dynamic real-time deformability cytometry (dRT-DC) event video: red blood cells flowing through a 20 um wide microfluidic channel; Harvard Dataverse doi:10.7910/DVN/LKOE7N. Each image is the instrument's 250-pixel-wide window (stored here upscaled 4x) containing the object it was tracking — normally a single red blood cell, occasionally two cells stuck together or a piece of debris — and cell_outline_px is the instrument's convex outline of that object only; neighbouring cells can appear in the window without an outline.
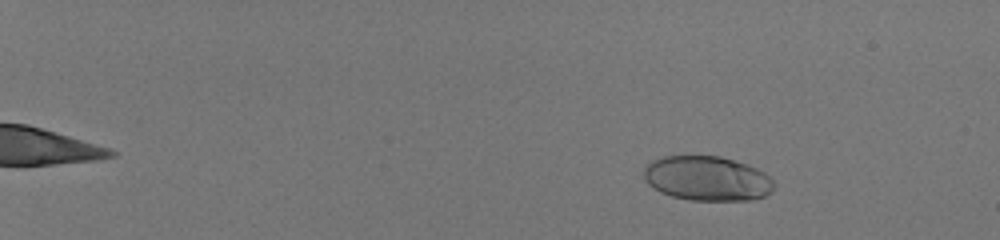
{"species": "human", "species_latin": "Homo sapiens", "temperature_condition": "room temperature", "stored_images_in_passage": 55, "camera_frame_rate_fps": 3000, "um_per_image_px": 0.085, "donor": {"sex": "male"}, "frame": {"image": 1, "passage_image": 7, "time_ms": 2.0, "image_size_px": [1000, 240], "cell_outline_px": [[776, 184], [764, 196], [752, 200], [688, 200], [672, 196], [660, 192], [648, 184], [644, 180], [644, 168], [652, 160], [664, 156], [720, 156], [748, 164], [764, 172]], "centroid_in_image_um": [60.09, 15.17], "position_along_channel_um": 24.9, "area_um2": 33.87}}
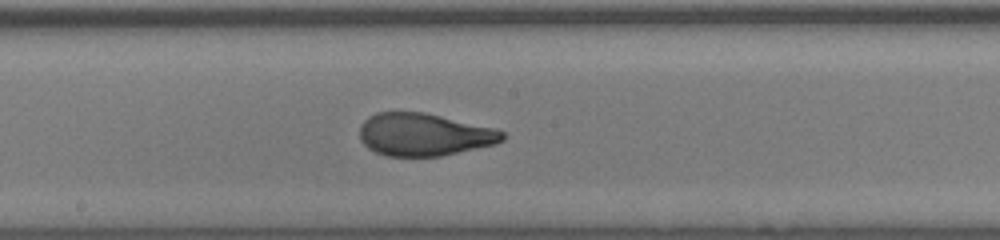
{"frame": {"image": 2, "passage_image": 35, "time_ms": 11.333, "image_size_px": [1000, 240], "cell_outline_px": [[504, 140], [496, 144], [440, 156], [388, 156], [376, 152], [368, 148], [360, 140], [360, 124], [368, 116], [376, 112], [424, 112], [496, 128], [504, 132]], "centroid_in_image_um": [36.04, 11.43], "position_along_channel_um": 212.2, "area_um2": 35.55}}
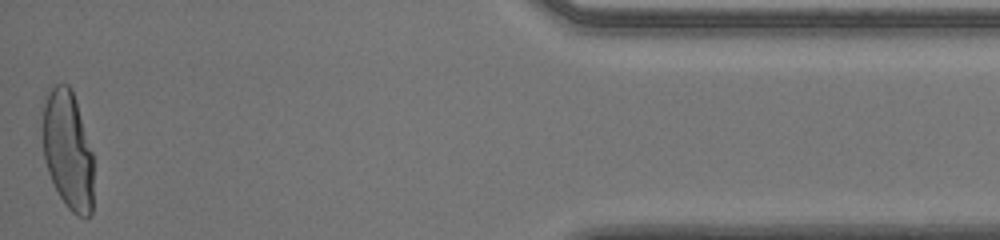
{"frame": {"image": 3, "passage_image": 55, "time_ms": 18.0, "image_size_px": [1000, 240], "cell_outline_px": [[92, 212], [88, 216], [76, 216], [68, 208], [60, 196], [48, 172], [44, 160], [44, 96], [52, 84], [68, 84], [72, 88], [92, 152]], "centroid_in_image_um": [5.76, 12.72], "position_along_channel_um": 429.4, "area_um2": 34.85}, "authors_computed_cell_mechanics": {"area_um2": 35.2002, "velocity_mm_per_s": 4.0188, "shape_relaxation_time_tau1_ms": 6.8717, "shape_relaxation_time_tau2_ms": null, "deformation_change_tau1": 0.2655, "deformation_change_tau2": null}}